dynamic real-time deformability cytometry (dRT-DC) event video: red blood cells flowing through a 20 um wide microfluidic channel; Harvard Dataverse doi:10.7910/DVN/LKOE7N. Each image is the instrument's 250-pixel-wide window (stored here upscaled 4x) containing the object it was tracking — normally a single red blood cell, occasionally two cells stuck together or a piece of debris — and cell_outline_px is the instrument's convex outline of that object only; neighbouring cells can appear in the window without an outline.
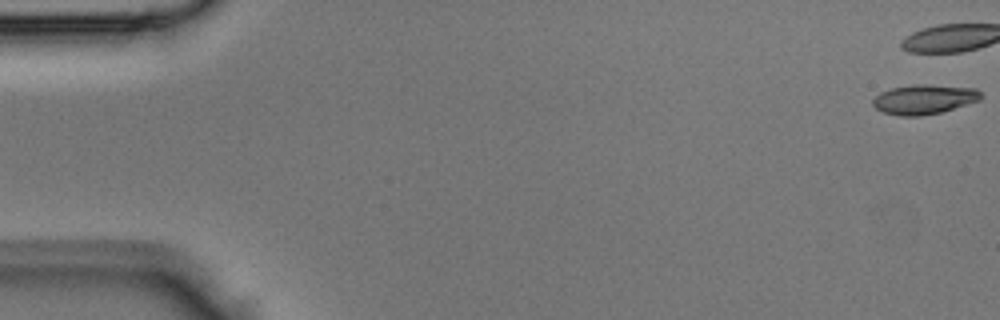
{"species": "Egyptian fruit bat (a non-hibernating species)", "species_latin": "Rousettus aegyptiacus", "temperature_condition": "room temperature", "stored_images_in_passage": 6, "camera_frame_rate_fps": 3000, "um_per_image_px": 0.085, "animal": {"sex": "male"}, "frame": {"image": 1, "passage_image": 1, "time_ms": 0.0, "image_size_px": [1000, 320], "cell_outline_px": [[984, 96], [980, 100], [940, 112], [920, 116], [900, 116], [884, 112], [876, 108], [872, 104], [872, 100], [880, 92], [892, 88], [912, 84], [928, 84], [976, 88]], "centroid_in_image_um": [78.55, 8.43], "position_along_channel_um": 6.4, "area_um2": 18.67}}
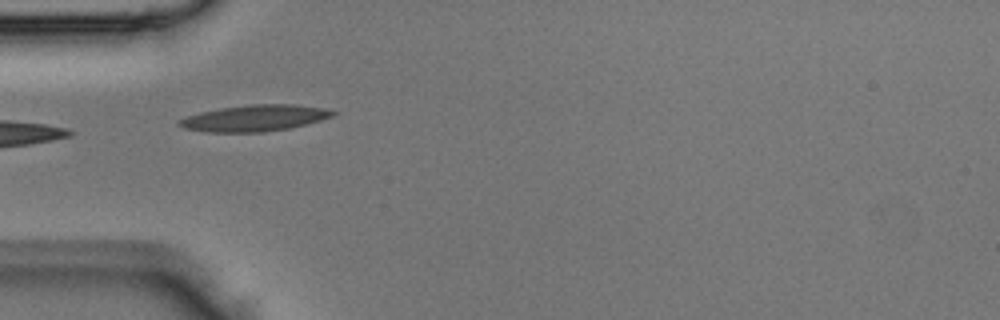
{"frame": {"image": 2, "passage_image": 5, "time_ms": 1.333, "image_size_px": [1000, 320], "cell_outline_px": [[336, 112], [332, 116], [320, 120], [292, 128], [264, 132], [204, 132], [184, 128], [176, 124], [176, 120], [200, 112], [220, 108], [252, 104], [292, 104], [324, 108]], "centroid_in_image_um": [21.6, 10.04], "position_along_channel_um": 63.4, "area_um2": 23.58}}
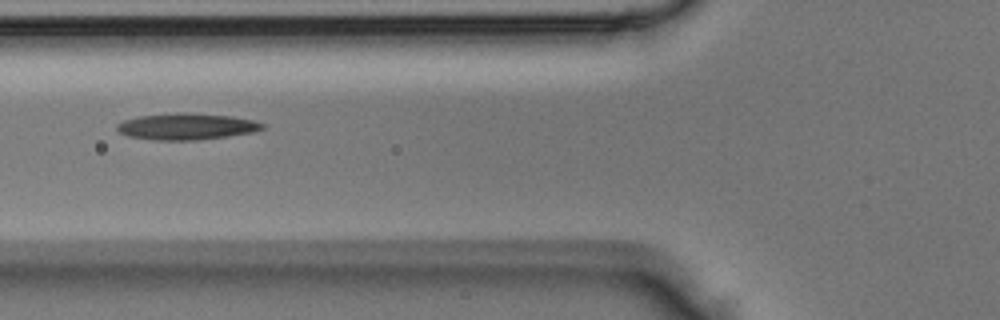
{"frame": {"image": 3, "passage_image": 6, "time_ms": 1.667, "image_size_px": [1000, 320], "cell_outline_px": [[264, 128], [252, 132], [228, 136], [196, 140], [156, 140], [128, 136], [120, 132], [116, 128], [116, 124], [124, 120], [140, 116], [184, 112], [228, 116], [252, 120], [264, 124]], "centroid_in_image_um": [15.83, 10.75], "position_along_channel_um": 110.0, "area_um2": 22.08}}